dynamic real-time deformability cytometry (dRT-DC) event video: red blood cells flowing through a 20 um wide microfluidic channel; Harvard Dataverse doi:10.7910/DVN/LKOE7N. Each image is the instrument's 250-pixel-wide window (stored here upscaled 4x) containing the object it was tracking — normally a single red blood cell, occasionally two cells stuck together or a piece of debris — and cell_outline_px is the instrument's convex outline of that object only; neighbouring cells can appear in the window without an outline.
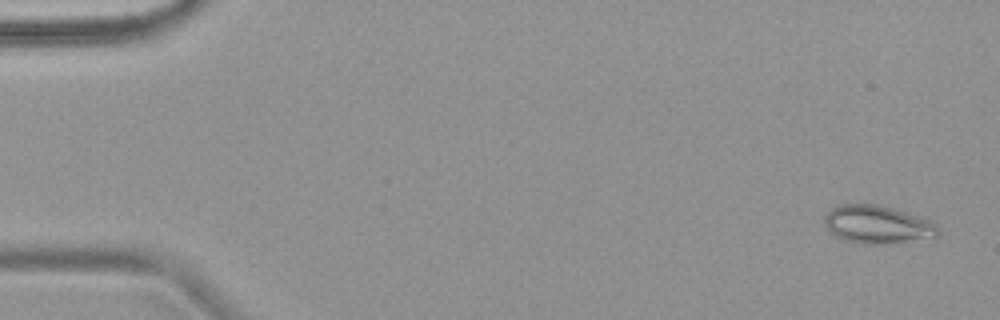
{"species": "common noctule bat (a hibernating species)", "species_latin": "Nyctalus noctula", "temperature_condition": "warm", "stored_images_in_passage": 5, "camera_frame_rate_fps": 3000, "um_per_image_px": 0.085, "animal": {"sex": "female", "body_mass_g": 18.4}, "frame": {"image": 1, "passage_image": 1, "time_ms": 0.0, "image_size_px": [1000, 320], "cell_outline_px": [[940, 232], [936, 236], [876, 244], [860, 244], [844, 240], [836, 236], [824, 224], [824, 216], [832, 208], [840, 204], [876, 204], [892, 208], [932, 220], [936, 224]], "centroid_in_image_um": [74.55, 19.06], "position_along_channel_um": 10.5, "area_um2": 24.8}}